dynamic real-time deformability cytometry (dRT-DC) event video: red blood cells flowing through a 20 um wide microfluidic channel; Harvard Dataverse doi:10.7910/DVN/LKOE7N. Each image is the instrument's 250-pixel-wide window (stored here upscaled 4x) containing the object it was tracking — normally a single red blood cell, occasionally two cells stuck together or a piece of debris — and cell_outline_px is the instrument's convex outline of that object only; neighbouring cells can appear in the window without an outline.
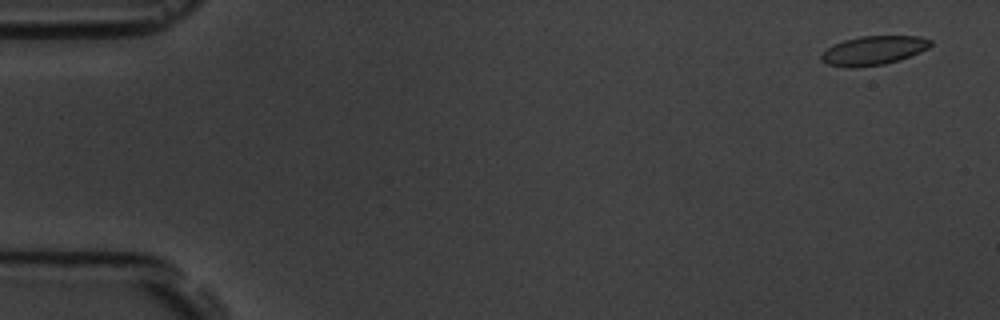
{"species": "common noctule bat (a hibernating species)", "species_latin": "Nyctalus noctula", "temperature_condition": "room temperature", "stored_images_in_passage": 5, "camera_frame_rate_fps": 3000, "um_per_image_px": 0.085, "animal": {"sex": "male", "body_mass_g": 19.5, "forearm_length_mm": 54.6}, "frame": {"image": 1, "passage_image": 1, "time_ms": 0.0, "image_size_px": [1000, 320], "cell_outline_px": [[932, 44], [928, 48], [920, 52], [900, 60], [884, 64], [852, 68], [848, 68], [828, 64], [820, 60], [820, 56], [832, 44], [844, 40], [860, 36], [920, 36], [932, 40]], "centroid_in_image_um": [74.25, 4.29], "position_along_channel_um": 10.8, "area_um2": 18.55}}
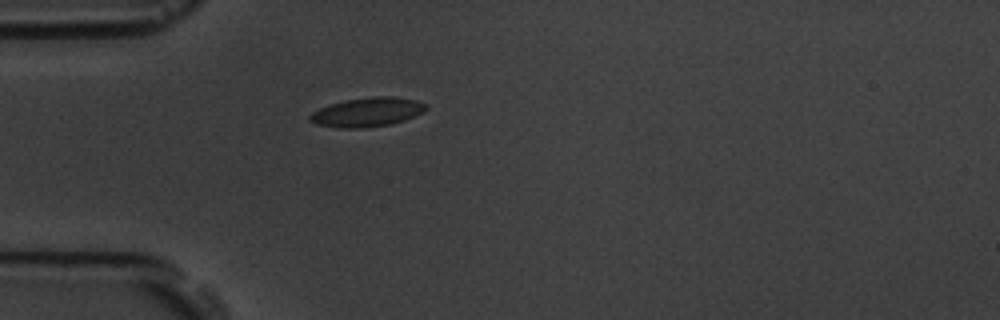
{"frame": {"image": 2, "passage_image": 5, "time_ms": 4.667, "image_size_px": [1000, 320], "cell_outline_px": [[428, 108], [424, 112], [404, 120], [388, 124], [364, 128], [340, 128], [316, 124], [308, 120], [308, 116], [312, 112], [320, 108], [344, 100], [372, 96], [392, 96], [416, 100], [428, 104]], "centroid_in_image_um": [31.23, 9.52], "position_along_channel_um": 53.8, "area_um2": 19.77}}